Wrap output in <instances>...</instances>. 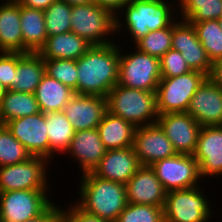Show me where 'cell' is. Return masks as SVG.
I'll use <instances>...</instances> for the list:
<instances>
[{
    "mask_svg": "<svg viewBox=\"0 0 222 222\" xmlns=\"http://www.w3.org/2000/svg\"><path fill=\"white\" fill-rule=\"evenodd\" d=\"M166 192L199 186V164L193 155L176 154L151 165ZM199 182V183H198Z\"/></svg>",
    "mask_w": 222,
    "mask_h": 222,
    "instance_id": "cell-11",
    "label": "cell"
},
{
    "mask_svg": "<svg viewBox=\"0 0 222 222\" xmlns=\"http://www.w3.org/2000/svg\"><path fill=\"white\" fill-rule=\"evenodd\" d=\"M48 192L15 190L0 193V222H25L38 217L54 202Z\"/></svg>",
    "mask_w": 222,
    "mask_h": 222,
    "instance_id": "cell-10",
    "label": "cell"
},
{
    "mask_svg": "<svg viewBox=\"0 0 222 222\" xmlns=\"http://www.w3.org/2000/svg\"><path fill=\"white\" fill-rule=\"evenodd\" d=\"M34 94L40 111L45 114L63 111L75 92L55 78L44 74Z\"/></svg>",
    "mask_w": 222,
    "mask_h": 222,
    "instance_id": "cell-27",
    "label": "cell"
},
{
    "mask_svg": "<svg viewBox=\"0 0 222 222\" xmlns=\"http://www.w3.org/2000/svg\"><path fill=\"white\" fill-rule=\"evenodd\" d=\"M206 78V74L197 70L161 78L156 90L158 114L187 112L191 98Z\"/></svg>",
    "mask_w": 222,
    "mask_h": 222,
    "instance_id": "cell-8",
    "label": "cell"
},
{
    "mask_svg": "<svg viewBox=\"0 0 222 222\" xmlns=\"http://www.w3.org/2000/svg\"><path fill=\"white\" fill-rule=\"evenodd\" d=\"M115 16L110 9L97 3L72 6L71 32L92 45L113 43L115 40L111 36L116 35Z\"/></svg>",
    "mask_w": 222,
    "mask_h": 222,
    "instance_id": "cell-5",
    "label": "cell"
},
{
    "mask_svg": "<svg viewBox=\"0 0 222 222\" xmlns=\"http://www.w3.org/2000/svg\"><path fill=\"white\" fill-rule=\"evenodd\" d=\"M176 5L177 14L189 23L218 20L222 15V0H177Z\"/></svg>",
    "mask_w": 222,
    "mask_h": 222,
    "instance_id": "cell-30",
    "label": "cell"
},
{
    "mask_svg": "<svg viewBox=\"0 0 222 222\" xmlns=\"http://www.w3.org/2000/svg\"><path fill=\"white\" fill-rule=\"evenodd\" d=\"M62 1L67 2L71 6L96 3V0H62Z\"/></svg>",
    "mask_w": 222,
    "mask_h": 222,
    "instance_id": "cell-44",
    "label": "cell"
},
{
    "mask_svg": "<svg viewBox=\"0 0 222 222\" xmlns=\"http://www.w3.org/2000/svg\"><path fill=\"white\" fill-rule=\"evenodd\" d=\"M92 46L86 39L70 31L48 36L38 53L43 59L78 60Z\"/></svg>",
    "mask_w": 222,
    "mask_h": 222,
    "instance_id": "cell-23",
    "label": "cell"
},
{
    "mask_svg": "<svg viewBox=\"0 0 222 222\" xmlns=\"http://www.w3.org/2000/svg\"><path fill=\"white\" fill-rule=\"evenodd\" d=\"M171 42V49L181 52L191 70H197L207 76L209 75L212 62L199 41L193 24L177 18L172 23Z\"/></svg>",
    "mask_w": 222,
    "mask_h": 222,
    "instance_id": "cell-13",
    "label": "cell"
},
{
    "mask_svg": "<svg viewBox=\"0 0 222 222\" xmlns=\"http://www.w3.org/2000/svg\"><path fill=\"white\" fill-rule=\"evenodd\" d=\"M48 163L50 161L44 157L32 156L25 162L0 167V193L15 190H50Z\"/></svg>",
    "mask_w": 222,
    "mask_h": 222,
    "instance_id": "cell-9",
    "label": "cell"
},
{
    "mask_svg": "<svg viewBox=\"0 0 222 222\" xmlns=\"http://www.w3.org/2000/svg\"><path fill=\"white\" fill-rule=\"evenodd\" d=\"M23 53L39 52L48 38L44 11L20 5Z\"/></svg>",
    "mask_w": 222,
    "mask_h": 222,
    "instance_id": "cell-26",
    "label": "cell"
},
{
    "mask_svg": "<svg viewBox=\"0 0 222 222\" xmlns=\"http://www.w3.org/2000/svg\"><path fill=\"white\" fill-rule=\"evenodd\" d=\"M45 74L55 78L77 93L76 60L44 59Z\"/></svg>",
    "mask_w": 222,
    "mask_h": 222,
    "instance_id": "cell-35",
    "label": "cell"
},
{
    "mask_svg": "<svg viewBox=\"0 0 222 222\" xmlns=\"http://www.w3.org/2000/svg\"><path fill=\"white\" fill-rule=\"evenodd\" d=\"M202 179L222 175V126L201 127L193 154ZM210 176V177H209Z\"/></svg>",
    "mask_w": 222,
    "mask_h": 222,
    "instance_id": "cell-17",
    "label": "cell"
},
{
    "mask_svg": "<svg viewBox=\"0 0 222 222\" xmlns=\"http://www.w3.org/2000/svg\"><path fill=\"white\" fill-rule=\"evenodd\" d=\"M72 6L65 1L55 0L45 11V28L48 36L71 31Z\"/></svg>",
    "mask_w": 222,
    "mask_h": 222,
    "instance_id": "cell-32",
    "label": "cell"
},
{
    "mask_svg": "<svg viewBox=\"0 0 222 222\" xmlns=\"http://www.w3.org/2000/svg\"><path fill=\"white\" fill-rule=\"evenodd\" d=\"M157 123L171 141L176 153L193 155L201 125L187 112L159 114Z\"/></svg>",
    "mask_w": 222,
    "mask_h": 222,
    "instance_id": "cell-12",
    "label": "cell"
},
{
    "mask_svg": "<svg viewBox=\"0 0 222 222\" xmlns=\"http://www.w3.org/2000/svg\"><path fill=\"white\" fill-rule=\"evenodd\" d=\"M31 154L8 130L0 126V167L27 161Z\"/></svg>",
    "mask_w": 222,
    "mask_h": 222,
    "instance_id": "cell-34",
    "label": "cell"
},
{
    "mask_svg": "<svg viewBox=\"0 0 222 222\" xmlns=\"http://www.w3.org/2000/svg\"><path fill=\"white\" fill-rule=\"evenodd\" d=\"M4 125L25 146L31 156L44 157L49 160V139L43 112L12 119Z\"/></svg>",
    "mask_w": 222,
    "mask_h": 222,
    "instance_id": "cell-15",
    "label": "cell"
},
{
    "mask_svg": "<svg viewBox=\"0 0 222 222\" xmlns=\"http://www.w3.org/2000/svg\"><path fill=\"white\" fill-rule=\"evenodd\" d=\"M125 187L128 203L164 207L167 192L151 166L141 165Z\"/></svg>",
    "mask_w": 222,
    "mask_h": 222,
    "instance_id": "cell-19",
    "label": "cell"
},
{
    "mask_svg": "<svg viewBox=\"0 0 222 222\" xmlns=\"http://www.w3.org/2000/svg\"><path fill=\"white\" fill-rule=\"evenodd\" d=\"M200 187L167 192L163 207L164 222H210L212 204Z\"/></svg>",
    "mask_w": 222,
    "mask_h": 222,
    "instance_id": "cell-7",
    "label": "cell"
},
{
    "mask_svg": "<svg viewBox=\"0 0 222 222\" xmlns=\"http://www.w3.org/2000/svg\"><path fill=\"white\" fill-rule=\"evenodd\" d=\"M17 52L0 51V82L11 90L15 86Z\"/></svg>",
    "mask_w": 222,
    "mask_h": 222,
    "instance_id": "cell-38",
    "label": "cell"
},
{
    "mask_svg": "<svg viewBox=\"0 0 222 222\" xmlns=\"http://www.w3.org/2000/svg\"><path fill=\"white\" fill-rule=\"evenodd\" d=\"M176 9L175 0L170 2L168 0H128L115 16L116 34L117 32L120 34L121 30L128 32L127 36H131L129 41H133L131 43L134 45L137 40L146 36L150 31L169 27L177 17L179 18L176 16L178 14L174 12ZM124 27L127 30H124Z\"/></svg>",
    "mask_w": 222,
    "mask_h": 222,
    "instance_id": "cell-2",
    "label": "cell"
},
{
    "mask_svg": "<svg viewBox=\"0 0 222 222\" xmlns=\"http://www.w3.org/2000/svg\"><path fill=\"white\" fill-rule=\"evenodd\" d=\"M0 51L23 53L20 4L16 0L0 3Z\"/></svg>",
    "mask_w": 222,
    "mask_h": 222,
    "instance_id": "cell-22",
    "label": "cell"
},
{
    "mask_svg": "<svg viewBox=\"0 0 222 222\" xmlns=\"http://www.w3.org/2000/svg\"><path fill=\"white\" fill-rule=\"evenodd\" d=\"M132 147L139 164L145 166L177 154L158 123L136 127Z\"/></svg>",
    "mask_w": 222,
    "mask_h": 222,
    "instance_id": "cell-14",
    "label": "cell"
},
{
    "mask_svg": "<svg viewBox=\"0 0 222 222\" xmlns=\"http://www.w3.org/2000/svg\"><path fill=\"white\" fill-rule=\"evenodd\" d=\"M81 175L78 187L80 197L74 202L91 215L116 222L128 204L125 185L99 178L92 172Z\"/></svg>",
    "mask_w": 222,
    "mask_h": 222,
    "instance_id": "cell-3",
    "label": "cell"
},
{
    "mask_svg": "<svg viewBox=\"0 0 222 222\" xmlns=\"http://www.w3.org/2000/svg\"><path fill=\"white\" fill-rule=\"evenodd\" d=\"M127 1L128 0H96V3L102 7L110 9L116 15L122 5Z\"/></svg>",
    "mask_w": 222,
    "mask_h": 222,
    "instance_id": "cell-43",
    "label": "cell"
},
{
    "mask_svg": "<svg viewBox=\"0 0 222 222\" xmlns=\"http://www.w3.org/2000/svg\"><path fill=\"white\" fill-rule=\"evenodd\" d=\"M107 99V111L131 122L135 127L157 123L156 92L116 84Z\"/></svg>",
    "mask_w": 222,
    "mask_h": 222,
    "instance_id": "cell-4",
    "label": "cell"
},
{
    "mask_svg": "<svg viewBox=\"0 0 222 222\" xmlns=\"http://www.w3.org/2000/svg\"><path fill=\"white\" fill-rule=\"evenodd\" d=\"M140 166L133 147L106 150L92 173L99 178L125 185Z\"/></svg>",
    "mask_w": 222,
    "mask_h": 222,
    "instance_id": "cell-20",
    "label": "cell"
},
{
    "mask_svg": "<svg viewBox=\"0 0 222 222\" xmlns=\"http://www.w3.org/2000/svg\"><path fill=\"white\" fill-rule=\"evenodd\" d=\"M45 119L49 139V161H52L55 154H64L67 151L75 130L62 111L45 113Z\"/></svg>",
    "mask_w": 222,
    "mask_h": 222,
    "instance_id": "cell-28",
    "label": "cell"
},
{
    "mask_svg": "<svg viewBox=\"0 0 222 222\" xmlns=\"http://www.w3.org/2000/svg\"><path fill=\"white\" fill-rule=\"evenodd\" d=\"M116 222H164L163 207L128 203Z\"/></svg>",
    "mask_w": 222,
    "mask_h": 222,
    "instance_id": "cell-36",
    "label": "cell"
},
{
    "mask_svg": "<svg viewBox=\"0 0 222 222\" xmlns=\"http://www.w3.org/2000/svg\"><path fill=\"white\" fill-rule=\"evenodd\" d=\"M136 127L123 118L108 111L104 114L97 130L106 150L124 149L133 146Z\"/></svg>",
    "mask_w": 222,
    "mask_h": 222,
    "instance_id": "cell-24",
    "label": "cell"
},
{
    "mask_svg": "<svg viewBox=\"0 0 222 222\" xmlns=\"http://www.w3.org/2000/svg\"><path fill=\"white\" fill-rule=\"evenodd\" d=\"M136 50V51H135ZM119 47L118 84L128 88L156 92L161 80L160 59L133 48V52Z\"/></svg>",
    "mask_w": 222,
    "mask_h": 222,
    "instance_id": "cell-6",
    "label": "cell"
},
{
    "mask_svg": "<svg viewBox=\"0 0 222 222\" xmlns=\"http://www.w3.org/2000/svg\"><path fill=\"white\" fill-rule=\"evenodd\" d=\"M62 209L53 202L41 215L25 222H62Z\"/></svg>",
    "mask_w": 222,
    "mask_h": 222,
    "instance_id": "cell-40",
    "label": "cell"
},
{
    "mask_svg": "<svg viewBox=\"0 0 222 222\" xmlns=\"http://www.w3.org/2000/svg\"><path fill=\"white\" fill-rule=\"evenodd\" d=\"M207 77L222 86V57L212 62L211 70Z\"/></svg>",
    "mask_w": 222,
    "mask_h": 222,
    "instance_id": "cell-41",
    "label": "cell"
},
{
    "mask_svg": "<svg viewBox=\"0 0 222 222\" xmlns=\"http://www.w3.org/2000/svg\"><path fill=\"white\" fill-rule=\"evenodd\" d=\"M193 24L198 39L211 62L222 57V29L218 20H206Z\"/></svg>",
    "mask_w": 222,
    "mask_h": 222,
    "instance_id": "cell-31",
    "label": "cell"
},
{
    "mask_svg": "<svg viewBox=\"0 0 222 222\" xmlns=\"http://www.w3.org/2000/svg\"><path fill=\"white\" fill-rule=\"evenodd\" d=\"M191 68L186 64L181 52L168 50L160 58V73L162 78L177 77L189 73Z\"/></svg>",
    "mask_w": 222,
    "mask_h": 222,
    "instance_id": "cell-37",
    "label": "cell"
},
{
    "mask_svg": "<svg viewBox=\"0 0 222 222\" xmlns=\"http://www.w3.org/2000/svg\"><path fill=\"white\" fill-rule=\"evenodd\" d=\"M20 5L45 11L55 0H16Z\"/></svg>",
    "mask_w": 222,
    "mask_h": 222,
    "instance_id": "cell-42",
    "label": "cell"
},
{
    "mask_svg": "<svg viewBox=\"0 0 222 222\" xmlns=\"http://www.w3.org/2000/svg\"><path fill=\"white\" fill-rule=\"evenodd\" d=\"M117 43L93 45L76 60L77 94L106 97L118 84L120 43Z\"/></svg>",
    "mask_w": 222,
    "mask_h": 222,
    "instance_id": "cell-1",
    "label": "cell"
},
{
    "mask_svg": "<svg viewBox=\"0 0 222 222\" xmlns=\"http://www.w3.org/2000/svg\"><path fill=\"white\" fill-rule=\"evenodd\" d=\"M35 94L7 90L0 101V121L2 125L12 119L40 113Z\"/></svg>",
    "mask_w": 222,
    "mask_h": 222,
    "instance_id": "cell-29",
    "label": "cell"
},
{
    "mask_svg": "<svg viewBox=\"0 0 222 222\" xmlns=\"http://www.w3.org/2000/svg\"><path fill=\"white\" fill-rule=\"evenodd\" d=\"M7 91V88L0 82V101Z\"/></svg>",
    "mask_w": 222,
    "mask_h": 222,
    "instance_id": "cell-45",
    "label": "cell"
},
{
    "mask_svg": "<svg viewBox=\"0 0 222 222\" xmlns=\"http://www.w3.org/2000/svg\"><path fill=\"white\" fill-rule=\"evenodd\" d=\"M172 24L156 31H150L132 45L140 52L161 58L172 47Z\"/></svg>",
    "mask_w": 222,
    "mask_h": 222,
    "instance_id": "cell-33",
    "label": "cell"
},
{
    "mask_svg": "<svg viewBox=\"0 0 222 222\" xmlns=\"http://www.w3.org/2000/svg\"><path fill=\"white\" fill-rule=\"evenodd\" d=\"M62 112L73 125L75 132L95 129L107 112V99L97 95L75 93Z\"/></svg>",
    "mask_w": 222,
    "mask_h": 222,
    "instance_id": "cell-18",
    "label": "cell"
},
{
    "mask_svg": "<svg viewBox=\"0 0 222 222\" xmlns=\"http://www.w3.org/2000/svg\"><path fill=\"white\" fill-rule=\"evenodd\" d=\"M62 212V222H109L99 218L98 216L85 212L75 202H73V205L70 203L68 209L63 208Z\"/></svg>",
    "mask_w": 222,
    "mask_h": 222,
    "instance_id": "cell-39",
    "label": "cell"
},
{
    "mask_svg": "<svg viewBox=\"0 0 222 222\" xmlns=\"http://www.w3.org/2000/svg\"><path fill=\"white\" fill-rule=\"evenodd\" d=\"M106 149L97 128L77 131L64 153L79 163L81 174L92 172L105 155ZM83 172V173H82Z\"/></svg>",
    "mask_w": 222,
    "mask_h": 222,
    "instance_id": "cell-21",
    "label": "cell"
},
{
    "mask_svg": "<svg viewBox=\"0 0 222 222\" xmlns=\"http://www.w3.org/2000/svg\"><path fill=\"white\" fill-rule=\"evenodd\" d=\"M44 74V59L38 52H17L15 86L11 90L34 94Z\"/></svg>",
    "mask_w": 222,
    "mask_h": 222,
    "instance_id": "cell-25",
    "label": "cell"
},
{
    "mask_svg": "<svg viewBox=\"0 0 222 222\" xmlns=\"http://www.w3.org/2000/svg\"><path fill=\"white\" fill-rule=\"evenodd\" d=\"M187 113L202 127L222 126V86L207 77L191 98Z\"/></svg>",
    "mask_w": 222,
    "mask_h": 222,
    "instance_id": "cell-16",
    "label": "cell"
},
{
    "mask_svg": "<svg viewBox=\"0 0 222 222\" xmlns=\"http://www.w3.org/2000/svg\"><path fill=\"white\" fill-rule=\"evenodd\" d=\"M219 23H220V26H221V29H222V15L221 17L218 19Z\"/></svg>",
    "mask_w": 222,
    "mask_h": 222,
    "instance_id": "cell-46",
    "label": "cell"
}]
</instances>
